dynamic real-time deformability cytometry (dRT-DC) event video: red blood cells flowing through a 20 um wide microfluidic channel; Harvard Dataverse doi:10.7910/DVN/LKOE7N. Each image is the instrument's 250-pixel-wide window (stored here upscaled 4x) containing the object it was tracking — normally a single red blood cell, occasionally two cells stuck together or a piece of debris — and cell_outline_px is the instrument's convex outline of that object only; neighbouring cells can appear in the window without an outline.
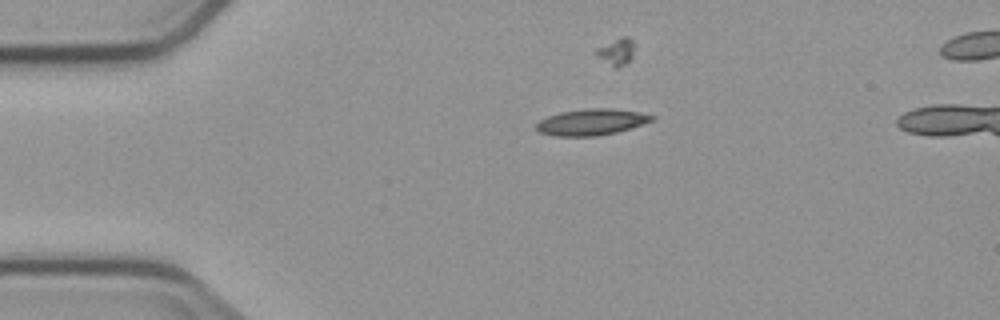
{"species": "common noctule bat (a hibernating species)", "species_latin": "Nyctalus noctula", "temperature_condition": "cold", "stored_images_in_passage": 6, "camera_frame_rate_fps": 3000, "um_per_image_px": 0.085, "animal": {"sex": "male", "body_mass_g": 23.1, "forearm_length_mm": 52.7}, "frame": {"image": 1, "passage_image": 1, "time_ms": 0.0, "image_size_px": [1000, 320], "cell_outline_px": [[656, 116], [652, 120], [616, 132], [596, 136], [556, 136], [540, 132], [536, 128], [536, 124], [540, 120], [548, 116], [560, 112], [588, 108], [612, 108], [640, 112]], "centroid_in_image_um": [50.25, 10.36], "position_along_channel_um": 34.8, "area_um2": 17.46}}